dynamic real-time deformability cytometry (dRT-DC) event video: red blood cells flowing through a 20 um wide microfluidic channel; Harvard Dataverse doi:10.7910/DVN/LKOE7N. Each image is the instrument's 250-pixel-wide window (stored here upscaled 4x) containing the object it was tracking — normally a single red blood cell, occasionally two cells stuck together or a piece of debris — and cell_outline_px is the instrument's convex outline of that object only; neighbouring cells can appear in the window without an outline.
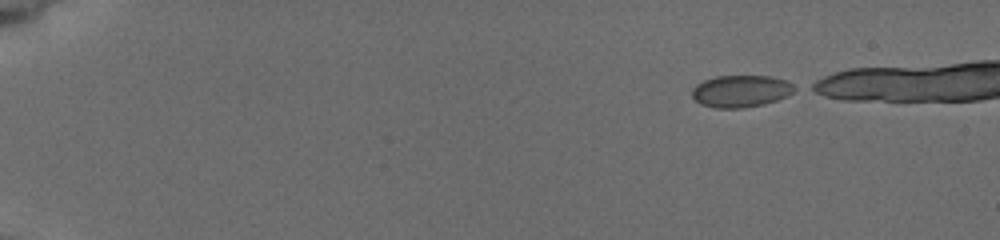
{"species": "common noctule bat (a hibernating species)", "species_latin": "Nyctalus noctula", "temperature_condition": "cold", "stored_images_in_passage": 14, "segment_of_instrument_passage": [1, 2], "camera_frame_rate_fps": 3000, "um_per_image_px": 0.085, "animal": {"sex": "female", "body_mass_g": 19.5, "forearm_length_mm": 54.1}, "frame": {"image": 1, "passage_image": 1, "time_ms": 0.0, "image_size_px": [1000, 240], "cell_outline_px": [[800, 88], [788, 96], [764, 104], [744, 108], [716, 108], [700, 104], [692, 96], [692, 88], [696, 84], [704, 80], [716, 76], [772, 76], [788, 80], [796, 84]], "centroid_in_image_um": [63.04, 7.74], "position_along_channel_um": 22.0, "area_um2": 19.54}}
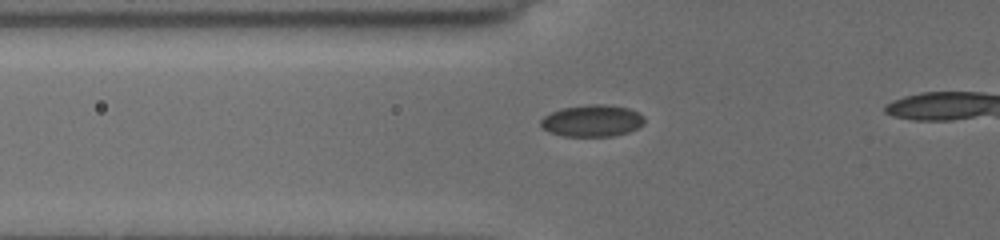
{"frame": {"image": 2, "passage_image": 12, "time_ms": 4.667, "image_size_px": [1000, 240], "cell_outline_px": [[644, 124], [628, 132], [612, 136], [564, 136], [548, 132], [540, 124], [540, 120], [544, 116], [560, 108], [588, 104], [608, 104], [628, 108], [644, 116]], "centroid_in_image_um": [50.32, 10.25], "position_along_channel_um": 75.5, "area_um2": 19.25}}